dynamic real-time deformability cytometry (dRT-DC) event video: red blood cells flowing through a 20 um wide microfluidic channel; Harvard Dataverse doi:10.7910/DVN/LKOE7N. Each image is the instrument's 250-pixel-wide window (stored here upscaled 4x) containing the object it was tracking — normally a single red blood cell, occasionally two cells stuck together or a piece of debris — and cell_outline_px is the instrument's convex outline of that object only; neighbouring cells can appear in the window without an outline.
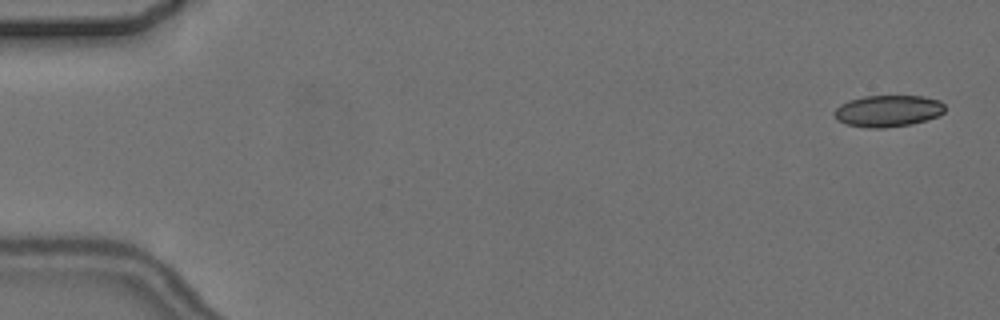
{"species": "common noctule bat (a hibernating species)", "species_latin": "Nyctalus noctula", "temperature_condition": "cold", "stored_images_in_passage": 6, "camera_frame_rate_fps": 3000, "um_per_image_px": 0.085, "animal": {"sex": "female", "body_mass_g": 24.6, "forearm_length_mm": 56.2}, "frame": {"image": 1, "passage_image": 1, "time_ms": 0.0, "image_size_px": [1000, 320], "cell_outline_px": [[944, 112], [940, 116], [912, 124], [884, 128], [868, 128], [844, 124], [836, 120], [832, 112], [840, 104], [848, 100], [864, 96], [924, 96], [940, 100], [944, 104]], "centroid_in_image_um": [75.46, 9.43], "position_along_channel_um": 9.5, "area_um2": 20.75}}